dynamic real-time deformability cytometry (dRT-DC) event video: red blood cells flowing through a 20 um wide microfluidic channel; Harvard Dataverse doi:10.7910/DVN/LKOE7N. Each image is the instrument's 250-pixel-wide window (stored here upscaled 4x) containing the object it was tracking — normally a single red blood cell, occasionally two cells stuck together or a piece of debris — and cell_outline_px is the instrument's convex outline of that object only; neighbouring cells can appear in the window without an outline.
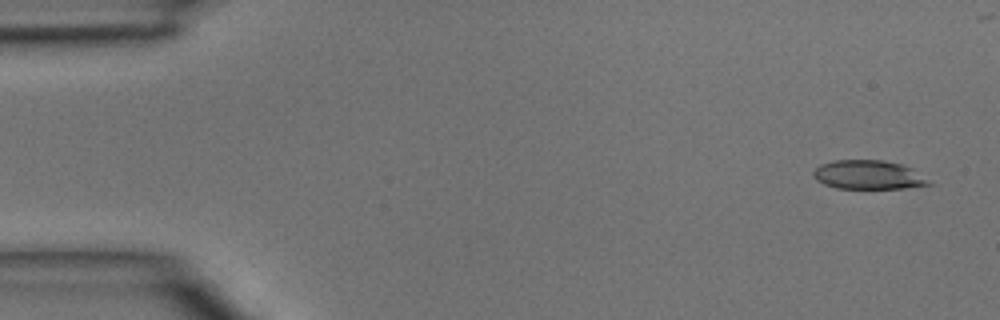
{"species": "common noctule bat (a hibernating species)", "species_latin": "Nyctalus noctula", "temperature_condition": "room temperature", "stored_images_in_passage": 4, "camera_frame_rate_fps": 3000, "um_per_image_px": 0.085, "animal": {"sex": "male", "body_mass_g": 15.6}, "frame": {"image": 1, "passage_image": 1, "time_ms": 0.0, "image_size_px": [1000, 320], "cell_outline_px": [[932, 184], [904, 188], [836, 188], [824, 184], [816, 180], [812, 176], [812, 172], [820, 164], [832, 160], [884, 160], [904, 164], [912, 168], [928, 180]], "centroid_in_image_um": [73.77, 14.85], "position_along_channel_um": 11.2, "area_um2": 19.54}}
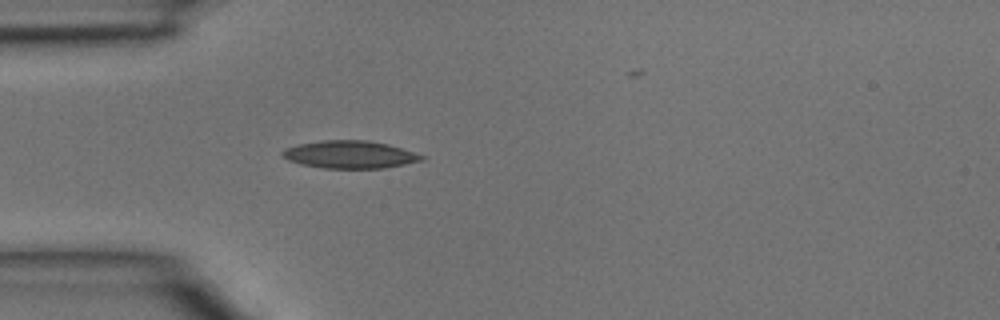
{"frame": {"image": 2, "passage_image": 4, "time_ms": 1.0, "image_size_px": [1000, 320], "cell_outline_px": [[428, 156], [424, 160], [384, 168], [324, 168], [300, 164], [288, 160], [280, 152], [284, 148], [300, 144], [324, 140], [368, 140], [388, 144]], "centroid_in_image_um": [29.77, 13.13], "position_along_channel_um": 55.2, "area_um2": 22.43}}